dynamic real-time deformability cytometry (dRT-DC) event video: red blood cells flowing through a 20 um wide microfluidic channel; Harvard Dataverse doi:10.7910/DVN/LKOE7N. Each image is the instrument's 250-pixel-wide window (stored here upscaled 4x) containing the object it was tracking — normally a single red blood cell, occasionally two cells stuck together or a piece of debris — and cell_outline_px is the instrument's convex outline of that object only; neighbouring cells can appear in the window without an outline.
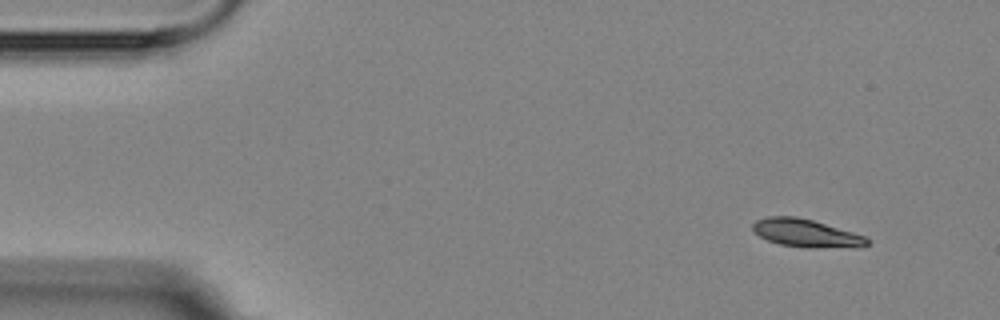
{"species": "Egyptian fruit bat (a non-hibernating species)", "species_latin": "Rousettus aegyptiacus", "temperature_condition": "room temperature", "stored_images_in_passage": 3, "camera_frame_rate_fps": 3000, "um_per_image_px": 0.085, "animal": {"sex": "female"}, "frame": {"image": 1, "passage_image": 1, "time_ms": 0.0, "image_size_px": [1000, 320], "cell_outline_px": [[868, 244], [812, 248], [804, 248], [780, 244], [768, 240], [760, 236], [752, 228], [752, 224], [756, 220], [768, 216], [796, 216], [812, 220], [852, 232], [864, 236], [868, 240]], "centroid_in_image_um": [68.4, 19.79], "position_along_channel_um": 16.6, "area_um2": 17.98}}